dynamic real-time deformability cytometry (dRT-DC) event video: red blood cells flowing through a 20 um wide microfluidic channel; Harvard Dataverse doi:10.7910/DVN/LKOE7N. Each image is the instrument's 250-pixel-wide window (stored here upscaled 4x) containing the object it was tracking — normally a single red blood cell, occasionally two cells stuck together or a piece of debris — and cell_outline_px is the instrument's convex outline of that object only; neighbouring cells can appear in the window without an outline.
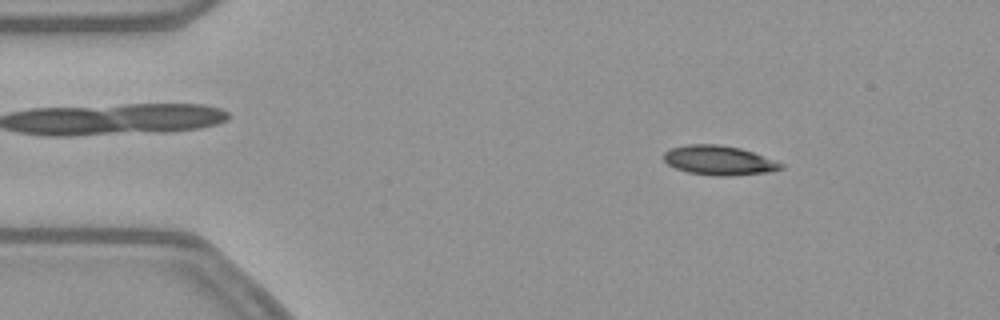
{"species": "common noctule bat (a hibernating species)", "species_latin": "Nyctalus noctula", "temperature_condition": "warm", "stored_images_in_passage": 52, "camera_frame_rate_fps": 3000, "um_per_image_px": 0.085, "animal": {"sex": "female", "body_mass_g": 21.9}, "frame": {"image": 1, "passage_image": 7, "time_ms": 2.0, "image_size_px": [1000, 320], "cell_outline_px": [[784, 168], [768, 172], [732, 176], [712, 176], [688, 172], [676, 168], [668, 164], [664, 160], [664, 152], [672, 148], [688, 144], [720, 144], [740, 148], [752, 152], [784, 164]], "centroid_in_image_um": [61.11, 13.63], "position_along_channel_um": 23.9, "area_um2": 20.06}}
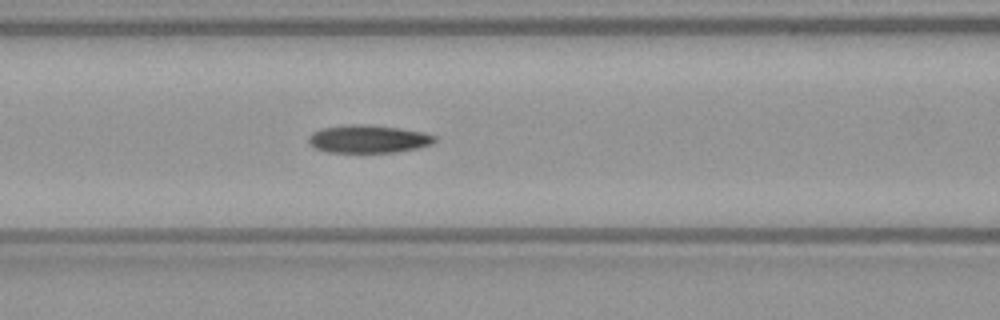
{"frame": {"image": 2, "passage_image": 21, "time_ms": 6.667, "image_size_px": [1000, 320], "cell_outline_px": [[436, 140], [432, 144], [416, 148], [396, 152], [328, 152], [316, 148], [308, 144], [308, 136], [312, 132], [324, 128], [352, 124], [364, 124], [400, 128], [424, 132], [436, 136]], "centroid_in_image_um": [31.31, 11.81], "position_along_channel_um": 135.3, "area_um2": 20.46}}
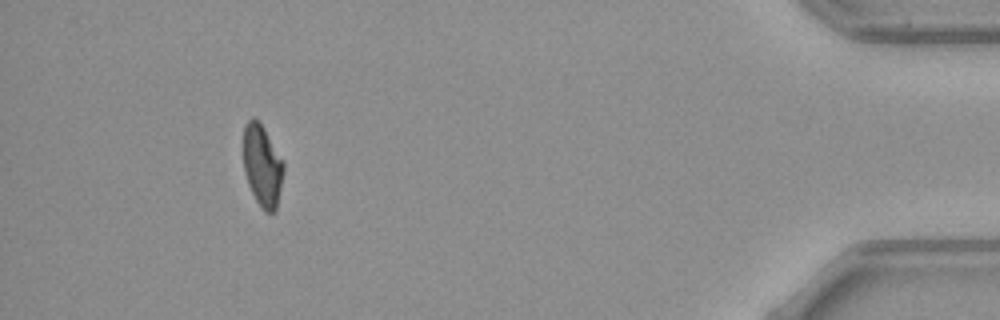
{"frame": {"image": 3, "passage_image": 48, "time_ms": 15.667, "image_size_px": [1000, 320], "cell_outline_px": [[284, 172], [276, 212], [264, 212], [256, 200], [248, 184], [244, 172], [244, 124], [252, 116], [260, 124], [284, 160]], "centroid_in_image_um": [22.31, 14.12], "position_along_channel_um": 412.9, "area_um2": 19.13}, "authors_computed_cell_mechanics": {"area_um2": 20.4034, "velocity_mm_per_s": 3.8555, "shape_relaxation_time_tau1_ms": null, "shape_relaxation_time_tau2_ms": 7.2609, "deformation_change_tau1": null, "deformation_change_tau2": 0.1485}}